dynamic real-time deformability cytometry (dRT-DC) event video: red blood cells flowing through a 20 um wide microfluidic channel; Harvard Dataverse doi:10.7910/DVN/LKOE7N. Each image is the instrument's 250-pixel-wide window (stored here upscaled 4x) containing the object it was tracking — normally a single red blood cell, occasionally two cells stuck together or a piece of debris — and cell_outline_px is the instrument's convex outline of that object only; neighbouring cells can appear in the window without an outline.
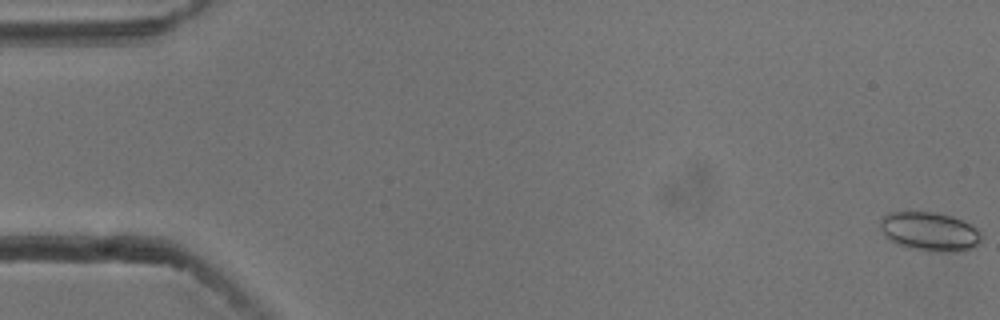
{"species": "common noctule bat (a hibernating species)", "species_latin": "Nyctalus noctula", "temperature_condition": "cold", "stored_images_in_passage": 55, "camera_frame_rate_fps": 3000, "um_per_image_px": 0.085, "animal": {"sex": "male", "body_mass_g": 13.3}, "frame": {"image": 1, "passage_image": 1, "time_ms": 0.0, "image_size_px": [1000, 320], "cell_outline_px": [[980, 244], [964, 252], [924, 252], [904, 248], [888, 240], [884, 236], [880, 228], [880, 216], [888, 212], [932, 212], [952, 216], [976, 228], [980, 232]], "centroid_in_image_um": [78.96, 19.72], "position_along_channel_um": 6.0, "area_um2": 23.58}}
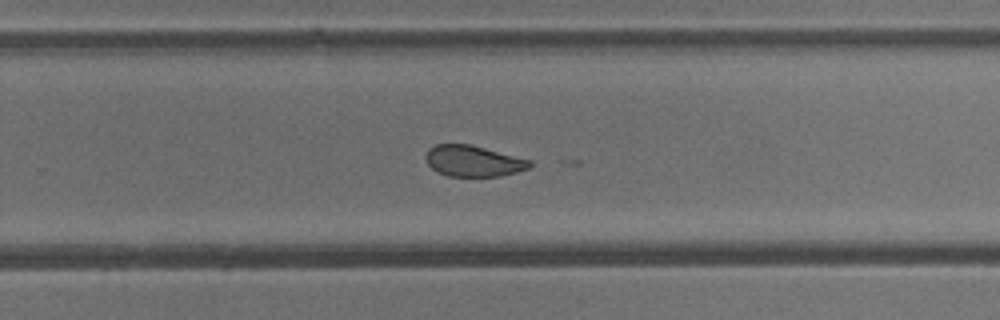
{"frame": {"image": 2, "passage_image": 36, "time_ms": 11.667, "image_size_px": [1000, 320], "cell_outline_px": [[532, 164], [528, 168], [516, 172], [500, 176], [448, 176], [436, 172], [428, 164], [424, 156], [428, 148], [436, 144], [472, 144], [532, 160]], "centroid_in_image_um": [40.21, 13.67], "position_along_channel_um": 289.6, "area_um2": 19.02}}
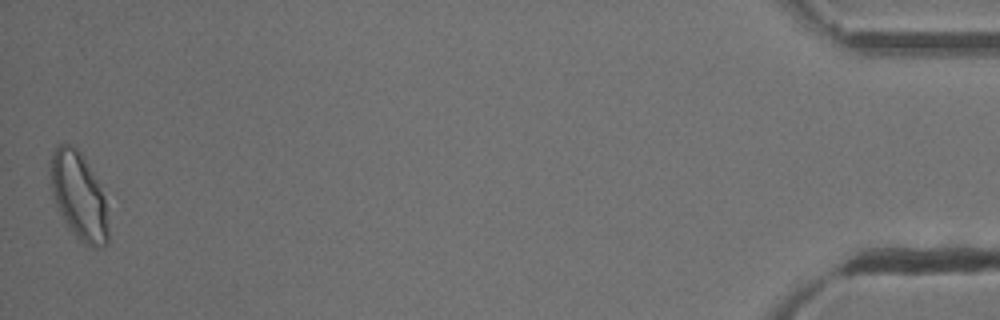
{"frame": {"image": 3, "passage_image": 55, "time_ms": 18.0, "image_size_px": [1000, 320], "cell_outline_px": [[108, 244], [104, 248], [92, 248], [84, 244], [68, 228], [56, 208], [52, 192], [48, 164], [52, 152], [56, 144], [64, 140], [72, 144], [80, 152], [92, 172], [104, 196], [108, 228]], "centroid_in_image_um": [6.65, 16.64], "position_along_channel_um": 428.6, "area_um2": 30.0}}